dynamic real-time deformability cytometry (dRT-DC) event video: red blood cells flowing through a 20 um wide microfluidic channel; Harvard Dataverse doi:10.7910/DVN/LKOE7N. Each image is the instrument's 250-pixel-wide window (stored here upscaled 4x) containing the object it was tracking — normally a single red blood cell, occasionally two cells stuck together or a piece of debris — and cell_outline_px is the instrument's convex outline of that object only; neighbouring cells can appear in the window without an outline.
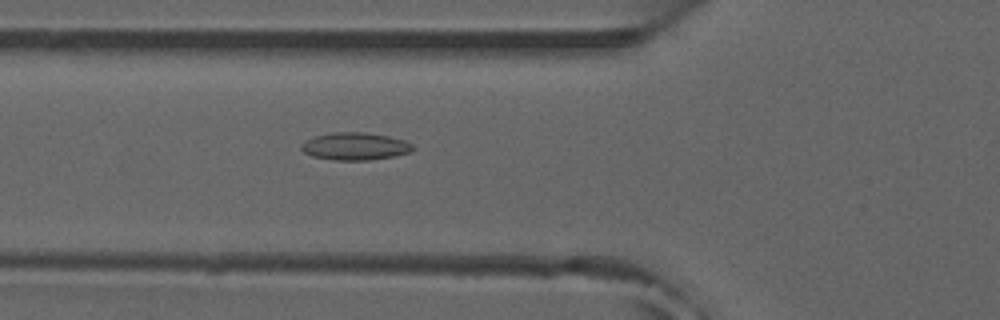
{"species": "common noctule bat (a hibernating species)", "species_latin": "Nyctalus noctula", "temperature_condition": "room temperature", "stored_images_in_passage": 26, "camera_frame_rate_fps": 3000, "um_per_image_px": 0.085, "animal": {"sex": "male", "forearm_length_mm": 52.5}, "frame": {"image": 1, "passage_image": 4, "time_ms": 1.0, "image_size_px": [1000, 320], "cell_outline_px": [[416, 148], [412, 152], [396, 156], [368, 160], [332, 160], [312, 156], [304, 152], [300, 148], [300, 144], [304, 140], [316, 136], [332, 132], [364, 132], [388, 136], [404, 140], [412, 144]], "centroid_in_image_um": [30.19, 12.44], "position_along_channel_um": 95.6, "area_um2": 18.09}}
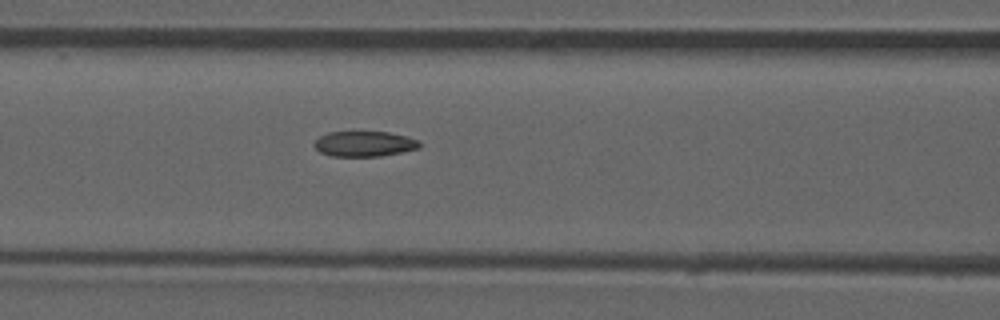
{"frame": {"image": 2, "passage_image": 7, "time_ms": 2.0, "image_size_px": [1000, 320], "cell_outline_px": [[420, 148], [380, 156], [328, 156], [320, 152], [312, 144], [320, 136], [328, 132], [388, 132], [420, 140]], "centroid_in_image_um": [30.94, 12.23], "position_along_channel_um": 135.7, "area_um2": 15.49}}